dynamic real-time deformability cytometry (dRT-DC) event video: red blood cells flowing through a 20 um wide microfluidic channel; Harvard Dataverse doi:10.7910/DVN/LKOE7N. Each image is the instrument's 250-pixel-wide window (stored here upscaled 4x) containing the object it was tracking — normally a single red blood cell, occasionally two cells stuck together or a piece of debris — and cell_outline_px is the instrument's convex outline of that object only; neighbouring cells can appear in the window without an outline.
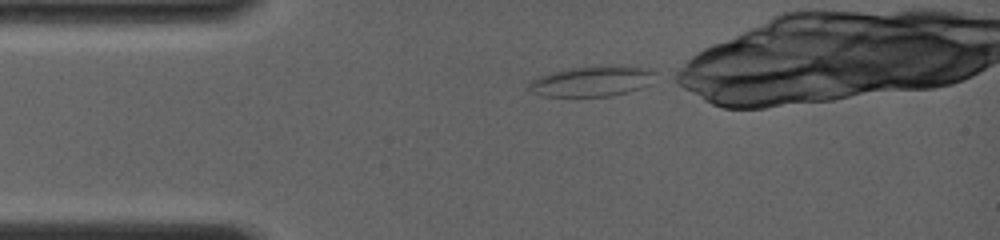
{"species": "common noctule bat (a hibernating species)", "species_latin": "Nyctalus noctula", "temperature_condition": "room temperature", "stored_images_in_passage": 3, "camera_frame_rate_fps": 4000, "um_per_image_px": 0.085, "animal": {"sex": "female", "body_mass_g": 19.0, "forearm_length_mm": 56.7}, "frame": {"image": 1, "passage_image": 1, "time_ms": 0.0, "image_size_px": [1000, 240], "cell_outline_px": [[656, 72], [648, 84], [640, 88], [628, 92], [608, 96], [544, 96], [528, 92], [528, 84], [532, 80], [540, 76], [552, 72], [572, 68], [620, 64], [652, 68]], "centroid_in_image_um": [50.33, 6.89], "position_along_channel_um": 34.7, "area_um2": 22.54}}